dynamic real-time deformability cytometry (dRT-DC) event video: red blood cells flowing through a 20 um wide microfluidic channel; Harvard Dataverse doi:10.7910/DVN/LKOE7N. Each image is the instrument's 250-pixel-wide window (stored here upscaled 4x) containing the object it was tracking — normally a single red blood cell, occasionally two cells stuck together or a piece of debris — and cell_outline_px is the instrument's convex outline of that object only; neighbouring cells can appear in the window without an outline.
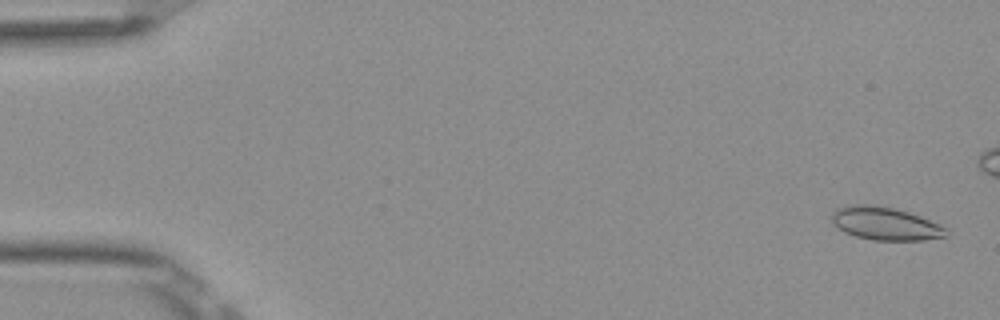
{"species": "Egyptian fruit bat (a non-hibernating species)", "species_latin": "Rousettus aegyptiacus", "temperature_condition": "room temperature", "stored_images_in_passage": 53, "camera_frame_rate_fps": 3000, "um_per_image_px": 0.085, "frame": {"image": 1, "passage_image": 2, "time_ms": 0.333, "image_size_px": [1000, 320], "cell_outline_px": [[948, 236], [924, 240], [872, 240], [856, 236], [844, 232], [832, 224], [832, 212], [836, 208], [856, 204], [872, 204], [896, 208], [920, 216], [948, 228]], "centroid_in_image_um": [75.25, 19.0], "position_along_channel_um": 9.7, "area_um2": 22.2}}
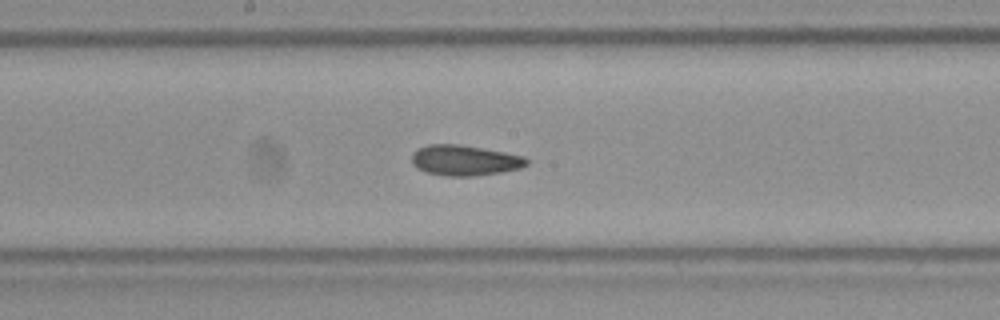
{"frame": {"image": 2, "passage_image": 28, "time_ms": 9.0, "image_size_px": [1000, 320], "cell_outline_px": [[528, 164], [520, 168], [500, 172], [472, 176], [444, 176], [428, 172], [416, 168], [412, 164], [412, 152], [416, 148], [428, 144], [460, 144], [504, 152], [524, 156], [528, 160]], "centroid_in_image_um": [39.46, 13.62], "position_along_channel_um": 208.7, "area_um2": 20.46}}
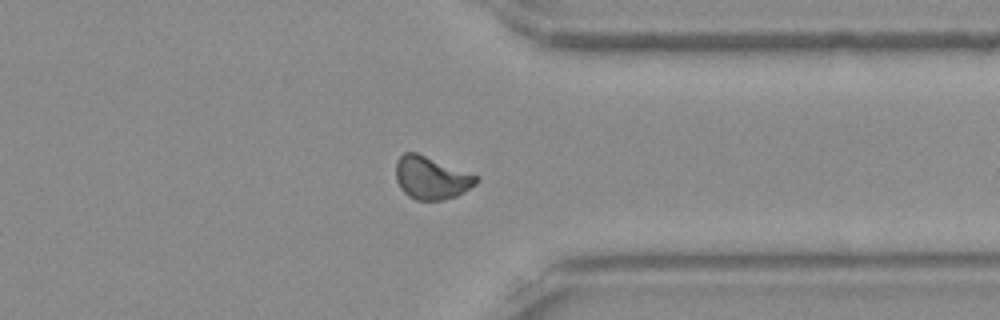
{"frame": {"image": 3, "passage_image": 41, "time_ms": 13.333, "image_size_px": [1000, 320], "cell_outline_px": [[480, 180], [476, 184], [464, 192], [456, 196], [440, 200], [416, 200], [408, 196], [400, 188], [396, 180], [396, 160], [404, 152], [416, 152], [480, 176]], "centroid_in_image_um": [36.67, 15.11], "position_along_channel_um": 374.7, "area_um2": 20.17}}